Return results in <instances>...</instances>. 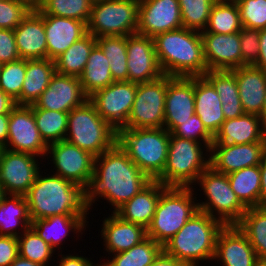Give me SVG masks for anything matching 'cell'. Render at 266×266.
<instances>
[{
	"label": "cell",
	"mask_w": 266,
	"mask_h": 266,
	"mask_svg": "<svg viewBox=\"0 0 266 266\" xmlns=\"http://www.w3.org/2000/svg\"><path fill=\"white\" fill-rule=\"evenodd\" d=\"M29 106L32 108L39 133L47 145L65 140L68 128L67 112L45 110L35 104Z\"/></svg>",
	"instance_id": "ab89813d"
},
{
	"label": "cell",
	"mask_w": 266,
	"mask_h": 266,
	"mask_svg": "<svg viewBox=\"0 0 266 266\" xmlns=\"http://www.w3.org/2000/svg\"><path fill=\"white\" fill-rule=\"evenodd\" d=\"M87 215H55L31 222L30 227L54 250L60 249L61 242L69 236L68 232L83 234L89 223Z\"/></svg>",
	"instance_id": "f546056e"
},
{
	"label": "cell",
	"mask_w": 266,
	"mask_h": 266,
	"mask_svg": "<svg viewBox=\"0 0 266 266\" xmlns=\"http://www.w3.org/2000/svg\"><path fill=\"white\" fill-rule=\"evenodd\" d=\"M151 181L116 143L94 159L93 180L86 191L87 206L90 210L103 197L102 200L110 203L114 207L112 212H115Z\"/></svg>",
	"instance_id": "6da1fadb"
},
{
	"label": "cell",
	"mask_w": 266,
	"mask_h": 266,
	"mask_svg": "<svg viewBox=\"0 0 266 266\" xmlns=\"http://www.w3.org/2000/svg\"><path fill=\"white\" fill-rule=\"evenodd\" d=\"M183 27L204 31L210 16L213 0H178Z\"/></svg>",
	"instance_id": "ee69618b"
},
{
	"label": "cell",
	"mask_w": 266,
	"mask_h": 266,
	"mask_svg": "<svg viewBox=\"0 0 266 266\" xmlns=\"http://www.w3.org/2000/svg\"><path fill=\"white\" fill-rule=\"evenodd\" d=\"M6 149L46 157L48 145L42 139L36 126L30 106L17 105L9 115Z\"/></svg>",
	"instance_id": "9a60e30c"
},
{
	"label": "cell",
	"mask_w": 266,
	"mask_h": 266,
	"mask_svg": "<svg viewBox=\"0 0 266 266\" xmlns=\"http://www.w3.org/2000/svg\"><path fill=\"white\" fill-rule=\"evenodd\" d=\"M153 39L157 60L164 75L198 77L208 71L199 31L181 27L158 34Z\"/></svg>",
	"instance_id": "3957f363"
},
{
	"label": "cell",
	"mask_w": 266,
	"mask_h": 266,
	"mask_svg": "<svg viewBox=\"0 0 266 266\" xmlns=\"http://www.w3.org/2000/svg\"><path fill=\"white\" fill-rule=\"evenodd\" d=\"M204 77L213 85L220 97L225 120L237 118L244 114L236 75L231 70L207 71Z\"/></svg>",
	"instance_id": "1f68e13d"
},
{
	"label": "cell",
	"mask_w": 266,
	"mask_h": 266,
	"mask_svg": "<svg viewBox=\"0 0 266 266\" xmlns=\"http://www.w3.org/2000/svg\"><path fill=\"white\" fill-rule=\"evenodd\" d=\"M181 27L178 0H140L137 33L154 38Z\"/></svg>",
	"instance_id": "2e32d148"
},
{
	"label": "cell",
	"mask_w": 266,
	"mask_h": 266,
	"mask_svg": "<svg viewBox=\"0 0 266 266\" xmlns=\"http://www.w3.org/2000/svg\"><path fill=\"white\" fill-rule=\"evenodd\" d=\"M31 222L25 197L7 194L0 203V235L18 237L30 227ZM18 225L22 227L21 232L17 230Z\"/></svg>",
	"instance_id": "d6a6232c"
},
{
	"label": "cell",
	"mask_w": 266,
	"mask_h": 266,
	"mask_svg": "<svg viewBox=\"0 0 266 266\" xmlns=\"http://www.w3.org/2000/svg\"><path fill=\"white\" fill-rule=\"evenodd\" d=\"M170 133L165 128L120 129L117 143L131 161L152 180L166 165Z\"/></svg>",
	"instance_id": "5b68a950"
},
{
	"label": "cell",
	"mask_w": 266,
	"mask_h": 266,
	"mask_svg": "<svg viewBox=\"0 0 266 266\" xmlns=\"http://www.w3.org/2000/svg\"><path fill=\"white\" fill-rule=\"evenodd\" d=\"M10 266H42L39 263L32 262L20 255L10 264Z\"/></svg>",
	"instance_id": "91938a15"
},
{
	"label": "cell",
	"mask_w": 266,
	"mask_h": 266,
	"mask_svg": "<svg viewBox=\"0 0 266 266\" xmlns=\"http://www.w3.org/2000/svg\"><path fill=\"white\" fill-rule=\"evenodd\" d=\"M222 266H255L260 260L237 225H225L218 234L213 259Z\"/></svg>",
	"instance_id": "44dd1931"
},
{
	"label": "cell",
	"mask_w": 266,
	"mask_h": 266,
	"mask_svg": "<svg viewBox=\"0 0 266 266\" xmlns=\"http://www.w3.org/2000/svg\"><path fill=\"white\" fill-rule=\"evenodd\" d=\"M14 36L20 58L26 60L47 58L44 20L34 9H31L14 29Z\"/></svg>",
	"instance_id": "d4e9b609"
},
{
	"label": "cell",
	"mask_w": 266,
	"mask_h": 266,
	"mask_svg": "<svg viewBox=\"0 0 266 266\" xmlns=\"http://www.w3.org/2000/svg\"><path fill=\"white\" fill-rule=\"evenodd\" d=\"M109 63L102 49L96 44L88 57L82 74L79 76L82 89L88 98L114 82Z\"/></svg>",
	"instance_id": "836d02e7"
},
{
	"label": "cell",
	"mask_w": 266,
	"mask_h": 266,
	"mask_svg": "<svg viewBox=\"0 0 266 266\" xmlns=\"http://www.w3.org/2000/svg\"><path fill=\"white\" fill-rule=\"evenodd\" d=\"M261 175L260 207H266V154L259 164Z\"/></svg>",
	"instance_id": "6f0895ef"
},
{
	"label": "cell",
	"mask_w": 266,
	"mask_h": 266,
	"mask_svg": "<svg viewBox=\"0 0 266 266\" xmlns=\"http://www.w3.org/2000/svg\"><path fill=\"white\" fill-rule=\"evenodd\" d=\"M50 154V155H49ZM52 158L55 175L69 180L86 191L90 188L94 175V159L90 152L80 149L66 140L48 145L46 157Z\"/></svg>",
	"instance_id": "7c38bea8"
},
{
	"label": "cell",
	"mask_w": 266,
	"mask_h": 266,
	"mask_svg": "<svg viewBox=\"0 0 266 266\" xmlns=\"http://www.w3.org/2000/svg\"><path fill=\"white\" fill-rule=\"evenodd\" d=\"M214 2H223V1H227V0H213Z\"/></svg>",
	"instance_id": "003e7915"
},
{
	"label": "cell",
	"mask_w": 266,
	"mask_h": 266,
	"mask_svg": "<svg viewBox=\"0 0 266 266\" xmlns=\"http://www.w3.org/2000/svg\"><path fill=\"white\" fill-rule=\"evenodd\" d=\"M171 134L180 138L200 142L209 150L214 141V136L206 129L196 114L185 122H182V125H178Z\"/></svg>",
	"instance_id": "7dc6e473"
},
{
	"label": "cell",
	"mask_w": 266,
	"mask_h": 266,
	"mask_svg": "<svg viewBox=\"0 0 266 266\" xmlns=\"http://www.w3.org/2000/svg\"><path fill=\"white\" fill-rule=\"evenodd\" d=\"M253 142H266V126L260 116L244 113L222 123L211 147H231Z\"/></svg>",
	"instance_id": "cb8c5ba5"
},
{
	"label": "cell",
	"mask_w": 266,
	"mask_h": 266,
	"mask_svg": "<svg viewBox=\"0 0 266 266\" xmlns=\"http://www.w3.org/2000/svg\"><path fill=\"white\" fill-rule=\"evenodd\" d=\"M137 83L114 81L89 97L99 115L115 130L127 123L136 97Z\"/></svg>",
	"instance_id": "4fadbf2b"
},
{
	"label": "cell",
	"mask_w": 266,
	"mask_h": 266,
	"mask_svg": "<svg viewBox=\"0 0 266 266\" xmlns=\"http://www.w3.org/2000/svg\"><path fill=\"white\" fill-rule=\"evenodd\" d=\"M9 115H0V147L5 148L8 138V128H9Z\"/></svg>",
	"instance_id": "680465c9"
},
{
	"label": "cell",
	"mask_w": 266,
	"mask_h": 266,
	"mask_svg": "<svg viewBox=\"0 0 266 266\" xmlns=\"http://www.w3.org/2000/svg\"><path fill=\"white\" fill-rule=\"evenodd\" d=\"M57 266H99L98 263L94 264L89 258L79 256L78 254H68L60 256ZM94 264V265H93Z\"/></svg>",
	"instance_id": "f5cc1de1"
},
{
	"label": "cell",
	"mask_w": 266,
	"mask_h": 266,
	"mask_svg": "<svg viewBox=\"0 0 266 266\" xmlns=\"http://www.w3.org/2000/svg\"><path fill=\"white\" fill-rule=\"evenodd\" d=\"M128 81L144 83L163 76L159 66L154 39L139 33L127 35Z\"/></svg>",
	"instance_id": "e0dca14e"
},
{
	"label": "cell",
	"mask_w": 266,
	"mask_h": 266,
	"mask_svg": "<svg viewBox=\"0 0 266 266\" xmlns=\"http://www.w3.org/2000/svg\"><path fill=\"white\" fill-rule=\"evenodd\" d=\"M96 45V37L87 33L74 42L65 52L54 59L56 72L68 76L79 77L88 61V57Z\"/></svg>",
	"instance_id": "e575fe53"
},
{
	"label": "cell",
	"mask_w": 266,
	"mask_h": 266,
	"mask_svg": "<svg viewBox=\"0 0 266 266\" xmlns=\"http://www.w3.org/2000/svg\"><path fill=\"white\" fill-rule=\"evenodd\" d=\"M260 30L241 28L240 43L242 54V66L253 65L260 54Z\"/></svg>",
	"instance_id": "681fc988"
},
{
	"label": "cell",
	"mask_w": 266,
	"mask_h": 266,
	"mask_svg": "<svg viewBox=\"0 0 266 266\" xmlns=\"http://www.w3.org/2000/svg\"><path fill=\"white\" fill-rule=\"evenodd\" d=\"M172 76L137 84L136 97L122 129L164 128L165 95Z\"/></svg>",
	"instance_id": "8fae6325"
},
{
	"label": "cell",
	"mask_w": 266,
	"mask_h": 266,
	"mask_svg": "<svg viewBox=\"0 0 266 266\" xmlns=\"http://www.w3.org/2000/svg\"><path fill=\"white\" fill-rule=\"evenodd\" d=\"M25 2L32 9L37 8L40 5L41 0H21Z\"/></svg>",
	"instance_id": "94428289"
},
{
	"label": "cell",
	"mask_w": 266,
	"mask_h": 266,
	"mask_svg": "<svg viewBox=\"0 0 266 266\" xmlns=\"http://www.w3.org/2000/svg\"><path fill=\"white\" fill-rule=\"evenodd\" d=\"M163 251V246L146 237L129 250L110 255L112 259L99 266H149ZM113 256V257H112Z\"/></svg>",
	"instance_id": "74e56055"
},
{
	"label": "cell",
	"mask_w": 266,
	"mask_h": 266,
	"mask_svg": "<svg viewBox=\"0 0 266 266\" xmlns=\"http://www.w3.org/2000/svg\"><path fill=\"white\" fill-rule=\"evenodd\" d=\"M194 77H173L165 95L164 128L171 133L195 114Z\"/></svg>",
	"instance_id": "d6986e66"
},
{
	"label": "cell",
	"mask_w": 266,
	"mask_h": 266,
	"mask_svg": "<svg viewBox=\"0 0 266 266\" xmlns=\"http://www.w3.org/2000/svg\"><path fill=\"white\" fill-rule=\"evenodd\" d=\"M231 189L247 207H260L261 175L259 165L228 174Z\"/></svg>",
	"instance_id": "d590c367"
},
{
	"label": "cell",
	"mask_w": 266,
	"mask_h": 266,
	"mask_svg": "<svg viewBox=\"0 0 266 266\" xmlns=\"http://www.w3.org/2000/svg\"><path fill=\"white\" fill-rule=\"evenodd\" d=\"M209 153V166L217 172L228 175L246 167L259 165L266 154V142L210 147Z\"/></svg>",
	"instance_id": "7402d4cb"
},
{
	"label": "cell",
	"mask_w": 266,
	"mask_h": 266,
	"mask_svg": "<svg viewBox=\"0 0 266 266\" xmlns=\"http://www.w3.org/2000/svg\"><path fill=\"white\" fill-rule=\"evenodd\" d=\"M92 4L100 3L105 0H89Z\"/></svg>",
	"instance_id": "03108f58"
},
{
	"label": "cell",
	"mask_w": 266,
	"mask_h": 266,
	"mask_svg": "<svg viewBox=\"0 0 266 266\" xmlns=\"http://www.w3.org/2000/svg\"><path fill=\"white\" fill-rule=\"evenodd\" d=\"M263 124L266 126V94H265V99H264V104H263V110L260 115Z\"/></svg>",
	"instance_id": "6125c7cd"
},
{
	"label": "cell",
	"mask_w": 266,
	"mask_h": 266,
	"mask_svg": "<svg viewBox=\"0 0 266 266\" xmlns=\"http://www.w3.org/2000/svg\"><path fill=\"white\" fill-rule=\"evenodd\" d=\"M140 0H105L92 4L87 33L94 37L137 33Z\"/></svg>",
	"instance_id": "30bf717a"
},
{
	"label": "cell",
	"mask_w": 266,
	"mask_h": 266,
	"mask_svg": "<svg viewBox=\"0 0 266 266\" xmlns=\"http://www.w3.org/2000/svg\"><path fill=\"white\" fill-rule=\"evenodd\" d=\"M149 266H188L184 262L167 255L162 251L159 256Z\"/></svg>",
	"instance_id": "db71d44e"
},
{
	"label": "cell",
	"mask_w": 266,
	"mask_h": 266,
	"mask_svg": "<svg viewBox=\"0 0 266 266\" xmlns=\"http://www.w3.org/2000/svg\"><path fill=\"white\" fill-rule=\"evenodd\" d=\"M37 9L45 15L72 18L88 24L92 3L89 0H41Z\"/></svg>",
	"instance_id": "b9f144b4"
},
{
	"label": "cell",
	"mask_w": 266,
	"mask_h": 266,
	"mask_svg": "<svg viewBox=\"0 0 266 266\" xmlns=\"http://www.w3.org/2000/svg\"><path fill=\"white\" fill-rule=\"evenodd\" d=\"M201 38L208 71L232 70L242 66L240 32L201 33Z\"/></svg>",
	"instance_id": "ffe728a7"
},
{
	"label": "cell",
	"mask_w": 266,
	"mask_h": 266,
	"mask_svg": "<svg viewBox=\"0 0 266 266\" xmlns=\"http://www.w3.org/2000/svg\"><path fill=\"white\" fill-rule=\"evenodd\" d=\"M42 173L24 195L31 221L55 215H89L85 189L61 176Z\"/></svg>",
	"instance_id": "7a4b0ae2"
},
{
	"label": "cell",
	"mask_w": 266,
	"mask_h": 266,
	"mask_svg": "<svg viewBox=\"0 0 266 266\" xmlns=\"http://www.w3.org/2000/svg\"><path fill=\"white\" fill-rule=\"evenodd\" d=\"M260 54L254 66L266 71V28L260 30Z\"/></svg>",
	"instance_id": "11a10c76"
},
{
	"label": "cell",
	"mask_w": 266,
	"mask_h": 266,
	"mask_svg": "<svg viewBox=\"0 0 266 266\" xmlns=\"http://www.w3.org/2000/svg\"><path fill=\"white\" fill-rule=\"evenodd\" d=\"M6 195H7L6 192L4 191L3 187L0 185V203L3 201Z\"/></svg>",
	"instance_id": "be15d7a7"
},
{
	"label": "cell",
	"mask_w": 266,
	"mask_h": 266,
	"mask_svg": "<svg viewBox=\"0 0 266 266\" xmlns=\"http://www.w3.org/2000/svg\"><path fill=\"white\" fill-rule=\"evenodd\" d=\"M31 9L21 0H1L0 28L14 30Z\"/></svg>",
	"instance_id": "c3c4849f"
},
{
	"label": "cell",
	"mask_w": 266,
	"mask_h": 266,
	"mask_svg": "<svg viewBox=\"0 0 266 266\" xmlns=\"http://www.w3.org/2000/svg\"><path fill=\"white\" fill-rule=\"evenodd\" d=\"M242 24L235 0L215 2L211 8L207 26L200 33L231 34L240 32Z\"/></svg>",
	"instance_id": "f35d334b"
},
{
	"label": "cell",
	"mask_w": 266,
	"mask_h": 266,
	"mask_svg": "<svg viewBox=\"0 0 266 266\" xmlns=\"http://www.w3.org/2000/svg\"><path fill=\"white\" fill-rule=\"evenodd\" d=\"M55 73V62L52 59L26 60L23 87L16 104L27 106L34 104L48 87Z\"/></svg>",
	"instance_id": "4dcf8cb0"
},
{
	"label": "cell",
	"mask_w": 266,
	"mask_h": 266,
	"mask_svg": "<svg viewBox=\"0 0 266 266\" xmlns=\"http://www.w3.org/2000/svg\"><path fill=\"white\" fill-rule=\"evenodd\" d=\"M18 238L19 255L42 266H48L56 252L31 227Z\"/></svg>",
	"instance_id": "7bdbcfd3"
},
{
	"label": "cell",
	"mask_w": 266,
	"mask_h": 266,
	"mask_svg": "<svg viewBox=\"0 0 266 266\" xmlns=\"http://www.w3.org/2000/svg\"><path fill=\"white\" fill-rule=\"evenodd\" d=\"M18 256V238L0 235V266H10Z\"/></svg>",
	"instance_id": "816d5d0a"
},
{
	"label": "cell",
	"mask_w": 266,
	"mask_h": 266,
	"mask_svg": "<svg viewBox=\"0 0 266 266\" xmlns=\"http://www.w3.org/2000/svg\"><path fill=\"white\" fill-rule=\"evenodd\" d=\"M111 213L101 225L104 250L109 255L129 250L147 237V230L143 226L124 221L114 212Z\"/></svg>",
	"instance_id": "484cf974"
},
{
	"label": "cell",
	"mask_w": 266,
	"mask_h": 266,
	"mask_svg": "<svg viewBox=\"0 0 266 266\" xmlns=\"http://www.w3.org/2000/svg\"><path fill=\"white\" fill-rule=\"evenodd\" d=\"M209 151L200 142L170 133L166 165L155 180L166 187H195L198 177L209 166Z\"/></svg>",
	"instance_id": "8992f818"
},
{
	"label": "cell",
	"mask_w": 266,
	"mask_h": 266,
	"mask_svg": "<svg viewBox=\"0 0 266 266\" xmlns=\"http://www.w3.org/2000/svg\"><path fill=\"white\" fill-rule=\"evenodd\" d=\"M36 157L3 148L0 155V185L6 194L24 196L28 192L41 171Z\"/></svg>",
	"instance_id": "5bb4252c"
},
{
	"label": "cell",
	"mask_w": 266,
	"mask_h": 266,
	"mask_svg": "<svg viewBox=\"0 0 266 266\" xmlns=\"http://www.w3.org/2000/svg\"><path fill=\"white\" fill-rule=\"evenodd\" d=\"M96 44L110 62L113 81H128L127 36L97 37Z\"/></svg>",
	"instance_id": "60d3db41"
},
{
	"label": "cell",
	"mask_w": 266,
	"mask_h": 266,
	"mask_svg": "<svg viewBox=\"0 0 266 266\" xmlns=\"http://www.w3.org/2000/svg\"><path fill=\"white\" fill-rule=\"evenodd\" d=\"M248 238L259 260H266V207H249L236 224Z\"/></svg>",
	"instance_id": "8d00e7d4"
},
{
	"label": "cell",
	"mask_w": 266,
	"mask_h": 266,
	"mask_svg": "<svg viewBox=\"0 0 266 266\" xmlns=\"http://www.w3.org/2000/svg\"><path fill=\"white\" fill-rule=\"evenodd\" d=\"M34 10L44 20L48 59L54 60L74 42L87 34V24L85 22L72 18L45 15L37 8Z\"/></svg>",
	"instance_id": "603a6c76"
},
{
	"label": "cell",
	"mask_w": 266,
	"mask_h": 266,
	"mask_svg": "<svg viewBox=\"0 0 266 266\" xmlns=\"http://www.w3.org/2000/svg\"><path fill=\"white\" fill-rule=\"evenodd\" d=\"M88 99L79 77L56 72L34 104L41 109L69 113L74 108L82 106Z\"/></svg>",
	"instance_id": "ac0fdd59"
},
{
	"label": "cell",
	"mask_w": 266,
	"mask_h": 266,
	"mask_svg": "<svg viewBox=\"0 0 266 266\" xmlns=\"http://www.w3.org/2000/svg\"><path fill=\"white\" fill-rule=\"evenodd\" d=\"M225 225L198 210L186 224L163 245V251L188 266L213 261L219 232Z\"/></svg>",
	"instance_id": "277c9868"
},
{
	"label": "cell",
	"mask_w": 266,
	"mask_h": 266,
	"mask_svg": "<svg viewBox=\"0 0 266 266\" xmlns=\"http://www.w3.org/2000/svg\"><path fill=\"white\" fill-rule=\"evenodd\" d=\"M195 114L206 129L213 135L220 130L225 121L222 102L213 85L204 77H194Z\"/></svg>",
	"instance_id": "f1b7e54d"
},
{
	"label": "cell",
	"mask_w": 266,
	"mask_h": 266,
	"mask_svg": "<svg viewBox=\"0 0 266 266\" xmlns=\"http://www.w3.org/2000/svg\"><path fill=\"white\" fill-rule=\"evenodd\" d=\"M65 140L80 149L99 156L117 143V130L107 123L87 100L68 113Z\"/></svg>",
	"instance_id": "ba28073f"
},
{
	"label": "cell",
	"mask_w": 266,
	"mask_h": 266,
	"mask_svg": "<svg viewBox=\"0 0 266 266\" xmlns=\"http://www.w3.org/2000/svg\"><path fill=\"white\" fill-rule=\"evenodd\" d=\"M242 27L261 30L266 28V0H235Z\"/></svg>",
	"instance_id": "bcb514c9"
},
{
	"label": "cell",
	"mask_w": 266,
	"mask_h": 266,
	"mask_svg": "<svg viewBox=\"0 0 266 266\" xmlns=\"http://www.w3.org/2000/svg\"><path fill=\"white\" fill-rule=\"evenodd\" d=\"M26 73V59L1 64L0 67V89L11 96L15 101L21 95V89Z\"/></svg>",
	"instance_id": "f6af8a7d"
},
{
	"label": "cell",
	"mask_w": 266,
	"mask_h": 266,
	"mask_svg": "<svg viewBox=\"0 0 266 266\" xmlns=\"http://www.w3.org/2000/svg\"><path fill=\"white\" fill-rule=\"evenodd\" d=\"M165 188L159 181L152 180L114 213L124 221L139 224L147 230L153 220L161 192Z\"/></svg>",
	"instance_id": "83f0119b"
},
{
	"label": "cell",
	"mask_w": 266,
	"mask_h": 266,
	"mask_svg": "<svg viewBox=\"0 0 266 266\" xmlns=\"http://www.w3.org/2000/svg\"><path fill=\"white\" fill-rule=\"evenodd\" d=\"M16 106V101L0 89V115L10 114Z\"/></svg>",
	"instance_id": "9f6ffc18"
},
{
	"label": "cell",
	"mask_w": 266,
	"mask_h": 266,
	"mask_svg": "<svg viewBox=\"0 0 266 266\" xmlns=\"http://www.w3.org/2000/svg\"><path fill=\"white\" fill-rule=\"evenodd\" d=\"M255 266H266V260H260Z\"/></svg>",
	"instance_id": "e7e4bbea"
},
{
	"label": "cell",
	"mask_w": 266,
	"mask_h": 266,
	"mask_svg": "<svg viewBox=\"0 0 266 266\" xmlns=\"http://www.w3.org/2000/svg\"><path fill=\"white\" fill-rule=\"evenodd\" d=\"M19 58L14 30L0 28V64L9 63Z\"/></svg>",
	"instance_id": "f907efd6"
},
{
	"label": "cell",
	"mask_w": 266,
	"mask_h": 266,
	"mask_svg": "<svg viewBox=\"0 0 266 266\" xmlns=\"http://www.w3.org/2000/svg\"><path fill=\"white\" fill-rule=\"evenodd\" d=\"M193 187H166L160 195L147 237L162 246L198 211Z\"/></svg>",
	"instance_id": "52a82bcc"
},
{
	"label": "cell",
	"mask_w": 266,
	"mask_h": 266,
	"mask_svg": "<svg viewBox=\"0 0 266 266\" xmlns=\"http://www.w3.org/2000/svg\"><path fill=\"white\" fill-rule=\"evenodd\" d=\"M236 75L244 113L261 115L266 94V71L254 65L231 70Z\"/></svg>",
	"instance_id": "4316f807"
},
{
	"label": "cell",
	"mask_w": 266,
	"mask_h": 266,
	"mask_svg": "<svg viewBox=\"0 0 266 266\" xmlns=\"http://www.w3.org/2000/svg\"><path fill=\"white\" fill-rule=\"evenodd\" d=\"M196 184H199L205 195V202H197L198 210L220 220L224 225H236L241 220L247 207L231 189L227 174L208 166Z\"/></svg>",
	"instance_id": "9c48e42d"
}]
</instances>
